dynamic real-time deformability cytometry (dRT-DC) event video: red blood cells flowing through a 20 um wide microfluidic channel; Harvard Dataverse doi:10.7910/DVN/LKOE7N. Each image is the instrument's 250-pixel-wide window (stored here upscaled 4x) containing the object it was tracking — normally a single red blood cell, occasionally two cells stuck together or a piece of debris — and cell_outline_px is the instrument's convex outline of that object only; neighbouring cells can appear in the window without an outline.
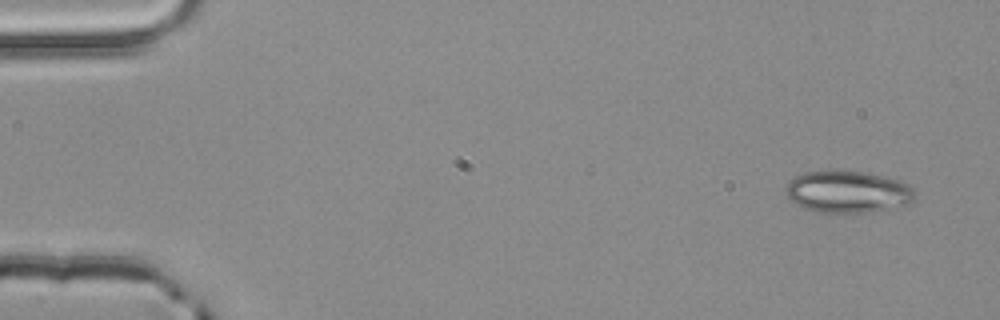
{"species": "common noctule bat (a hibernating species)", "species_latin": "Nyctalus noctula", "temperature_condition": "room temperature", "stored_images_in_passage": 3, "camera_frame_rate_fps": 3000, "um_per_image_px": 0.085, "animal": {"sex": "male", "body_mass_g": 20.4}, "frame": {"image": 1, "passage_image": 1, "time_ms": 0.0, "image_size_px": [1000, 320], "cell_outline_px": [[916, 200], [908, 204], [868, 212], [816, 212], [800, 208], [784, 192], [784, 188], [788, 180], [804, 172], [864, 172], [900, 180], [908, 184], [912, 188]], "centroid_in_image_um": [72.03, 16.32], "position_along_channel_um": 13.0, "area_um2": 31.33}}